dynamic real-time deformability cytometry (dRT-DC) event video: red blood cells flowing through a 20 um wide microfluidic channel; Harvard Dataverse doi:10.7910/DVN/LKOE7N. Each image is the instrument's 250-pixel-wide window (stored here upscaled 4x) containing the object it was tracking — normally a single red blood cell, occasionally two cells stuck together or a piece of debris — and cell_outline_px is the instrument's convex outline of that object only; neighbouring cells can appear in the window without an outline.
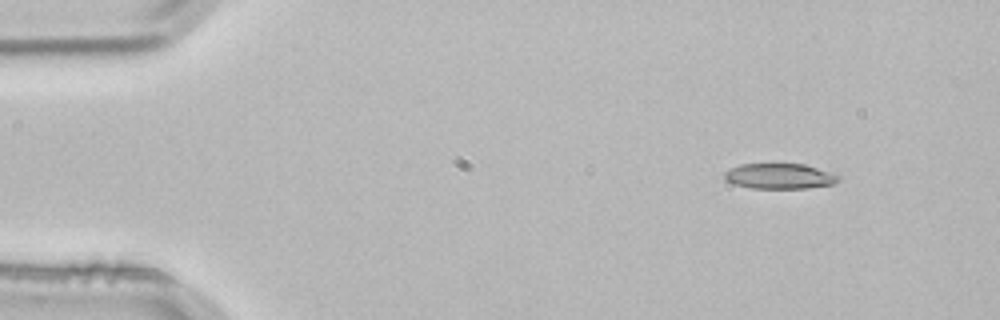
{"species": "common noctule bat (a hibernating species)", "species_latin": "Nyctalus noctula", "temperature_condition": "room temperature", "stored_images_in_passage": 3, "camera_frame_rate_fps": 3000, "um_per_image_px": 0.085, "animal": {"sex": "male", "body_mass_g": 21.5, "forearm_length_mm": 52.0}, "frame": {"image": 1, "passage_image": 1, "time_ms": 0.0, "image_size_px": [1000, 320], "cell_outline_px": [[840, 180], [832, 184], [808, 188], [752, 188], [732, 184], [724, 180], [724, 172], [728, 168], [740, 164], [804, 164], [836, 172], [840, 176]], "centroid_in_image_um": [66.27, 14.97], "position_along_channel_um": 18.7, "area_um2": 17.22}}
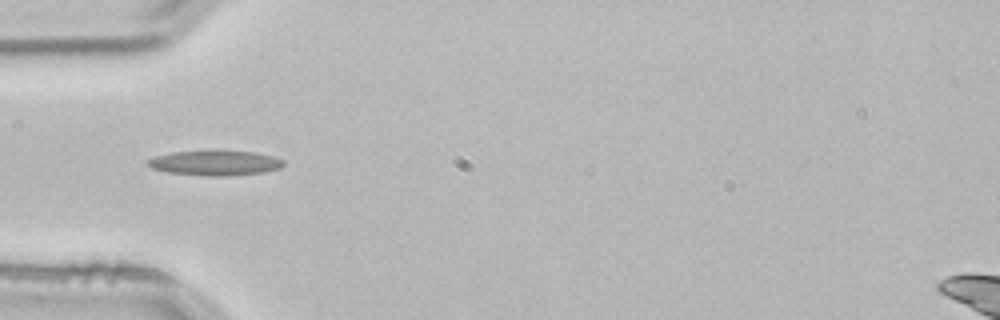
{"frame": {"image": 2, "passage_image": 3, "time_ms": 0.667, "image_size_px": [1000, 320], "cell_outline_px": [[284, 164], [280, 168], [264, 172], [228, 176], [208, 176], [168, 172], [152, 168], [148, 164], [148, 160], [156, 156], [172, 152], [216, 148], [256, 152], [272, 156], [284, 160]], "centroid_in_image_um": [18.32, 13.81], "position_along_channel_um": 66.7, "area_um2": 20.4}}